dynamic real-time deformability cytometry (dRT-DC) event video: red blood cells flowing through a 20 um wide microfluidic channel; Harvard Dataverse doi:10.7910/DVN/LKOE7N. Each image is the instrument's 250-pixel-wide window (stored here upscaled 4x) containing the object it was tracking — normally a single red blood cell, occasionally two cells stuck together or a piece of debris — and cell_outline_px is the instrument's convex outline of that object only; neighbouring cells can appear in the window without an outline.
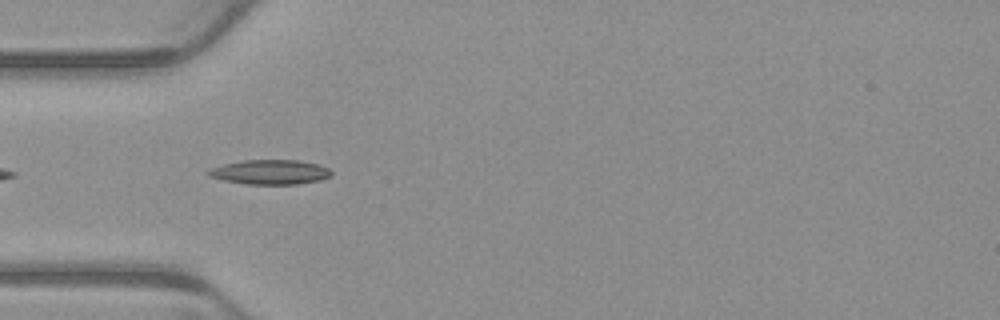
{"species": "common noctule bat (a hibernating species)", "species_latin": "Nyctalus noctula", "temperature_condition": "warm", "stored_images_in_passage": 4, "camera_frame_rate_fps": 3000, "um_per_image_px": 0.085, "animal": {"sex": "male", "body_mass_g": 23.1, "forearm_length_mm": 52.7}, "frame": {"image": 1, "passage_image": 2, "time_ms": 0.333, "image_size_px": [1000, 320], "cell_outline_px": [[332, 176], [320, 180], [296, 184], [244, 184], [224, 180], [208, 176], [204, 172], [212, 168], [224, 164], [244, 160], [296, 160], [316, 164], [328, 168], [332, 172]], "centroid_in_image_um": [22.94, 14.63], "position_along_channel_um": 62.1, "area_um2": 17.57}}
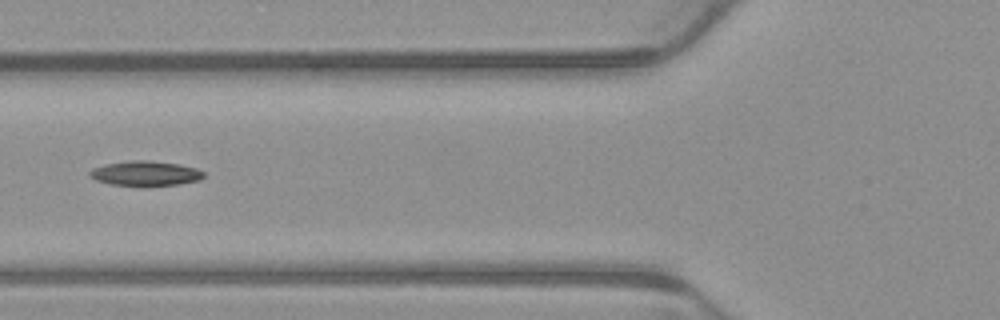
{"frame": {"image": 2, "passage_image": 3, "time_ms": 0.667, "image_size_px": [1000, 320], "cell_outline_px": [[204, 176], [200, 180], [176, 184], [112, 184], [96, 180], [88, 176], [88, 172], [92, 168], [104, 164], [132, 160], [148, 160], [180, 164], [196, 168], [204, 172]], "centroid_in_image_um": [12.34, 14.7], "position_along_channel_um": 113.5, "area_um2": 16.07}}
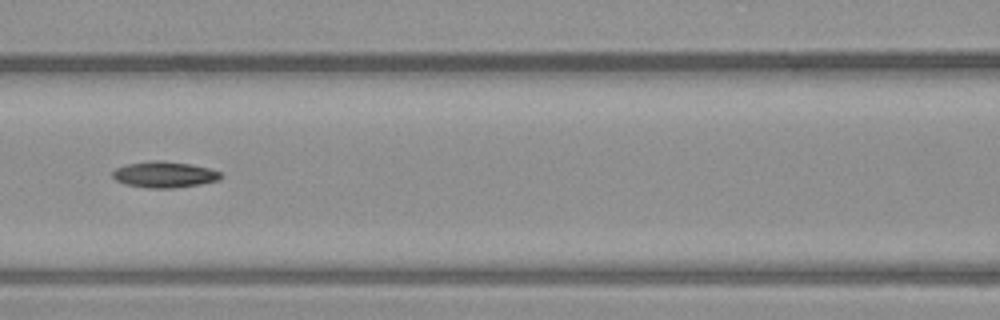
{"frame": {"image": 3, "passage_image": 4, "time_ms": 1.0, "image_size_px": [1000, 320], "cell_outline_px": [[224, 176], [220, 180], [200, 184], [172, 188], [148, 188], [124, 184], [116, 180], [112, 176], [112, 172], [116, 168], [128, 164], [152, 160], [160, 160], [192, 164], [208, 168], [220, 172]], "centroid_in_image_um": [13.99, 14.83], "position_along_channel_um": 152.6, "area_um2": 16.53}}